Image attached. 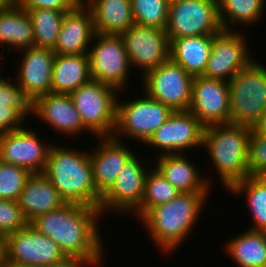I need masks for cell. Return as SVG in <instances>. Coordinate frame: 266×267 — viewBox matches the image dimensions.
I'll return each instance as SVG.
<instances>
[{"label":"cell","instance_id":"obj_1","mask_svg":"<svg viewBox=\"0 0 266 267\" xmlns=\"http://www.w3.org/2000/svg\"><path fill=\"white\" fill-rule=\"evenodd\" d=\"M99 216L102 217L99 208L66 203L29 224L56 242L66 256L83 258L96 267L103 265L104 259Z\"/></svg>","mask_w":266,"mask_h":267},{"label":"cell","instance_id":"obj_2","mask_svg":"<svg viewBox=\"0 0 266 267\" xmlns=\"http://www.w3.org/2000/svg\"><path fill=\"white\" fill-rule=\"evenodd\" d=\"M210 193H181L150 209L141 219L153 242L165 254L176 251L193 230ZM206 200V201H205Z\"/></svg>","mask_w":266,"mask_h":267},{"label":"cell","instance_id":"obj_3","mask_svg":"<svg viewBox=\"0 0 266 267\" xmlns=\"http://www.w3.org/2000/svg\"><path fill=\"white\" fill-rule=\"evenodd\" d=\"M43 173L66 203L99 208L102 195L96 190L88 151L53 144Z\"/></svg>","mask_w":266,"mask_h":267},{"label":"cell","instance_id":"obj_4","mask_svg":"<svg viewBox=\"0 0 266 267\" xmlns=\"http://www.w3.org/2000/svg\"><path fill=\"white\" fill-rule=\"evenodd\" d=\"M252 128L230 123L204 128L202 146L217 170L223 188L249 176L248 144Z\"/></svg>","mask_w":266,"mask_h":267},{"label":"cell","instance_id":"obj_5","mask_svg":"<svg viewBox=\"0 0 266 267\" xmlns=\"http://www.w3.org/2000/svg\"><path fill=\"white\" fill-rule=\"evenodd\" d=\"M230 124L253 128L266 110V66L258 60L229 82Z\"/></svg>","mask_w":266,"mask_h":267},{"label":"cell","instance_id":"obj_6","mask_svg":"<svg viewBox=\"0 0 266 267\" xmlns=\"http://www.w3.org/2000/svg\"><path fill=\"white\" fill-rule=\"evenodd\" d=\"M119 92L91 79L69 94L88 133L92 132L96 137L113 136Z\"/></svg>","mask_w":266,"mask_h":267},{"label":"cell","instance_id":"obj_7","mask_svg":"<svg viewBox=\"0 0 266 267\" xmlns=\"http://www.w3.org/2000/svg\"><path fill=\"white\" fill-rule=\"evenodd\" d=\"M142 94V97H137L132 101L123 100L122 102L119 98L117 99L114 138L122 140L123 136L124 138L127 136L145 145L174 112L168 105Z\"/></svg>","mask_w":266,"mask_h":267},{"label":"cell","instance_id":"obj_8","mask_svg":"<svg viewBox=\"0 0 266 267\" xmlns=\"http://www.w3.org/2000/svg\"><path fill=\"white\" fill-rule=\"evenodd\" d=\"M223 30L217 0H170L166 25L169 41L186 36H213Z\"/></svg>","mask_w":266,"mask_h":267},{"label":"cell","instance_id":"obj_9","mask_svg":"<svg viewBox=\"0 0 266 267\" xmlns=\"http://www.w3.org/2000/svg\"><path fill=\"white\" fill-rule=\"evenodd\" d=\"M92 45L88 51L91 79L125 90L132 67L121 35L96 33Z\"/></svg>","mask_w":266,"mask_h":267},{"label":"cell","instance_id":"obj_10","mask_svg":"<svg viewBox=\"0 0 266 267\" xmlns=\"http://www.w3.org/2000/svg\"><path fill=\"white\" fill-rule=\"evenodd\" d=\"M193 76L171 59L143 75L144 94L171 107L189 111Z\"/></svg>","mask_w":266,"mask_h":267},{"label":"cell","instance_id":"obj_11","mask_svg":"<svg viewBox=\"0 0 266 267\" xmlns=\"http://www.w3.org/2000/svg\"><path fill=\"white\" fill-rule=\"evenodd\" d=\"M242 32L223 30L213 35L212 51L202 76L229 82L254 59ZM247 42H246V41Z\"/></svg>","mask_w":266,"mask_h":267},{"label":"cell","instance_id":"obj_12","mask_svg":"<svg viewBox=\"0 0 266 267\" xmlns=\"http://www.w3.org/2000/svg\"><path fill=\"white\" fill-rule=\"evenodd\" d=\"M139 160L142 161L134 154L124 165L113 185L102 195L99 204L102 215L109 211L130 213L140 206L149 169Z\"/></svg>","mask_w":266,"mask_h":267},{"label":"cell","instance_id":"obj_13","mask_svg":"<svg viewBox=\"0 0 266 267\" xmlns=\"http://www.w3.org/2000/svg\"><path fill=\"white\" fill-rule=\"evenodd\" d=\"M121 37L131 66L142 70L141 76L170 59L166 30L133 24Z\"/></svg>","mask_w":266,"mask_h":267},{"label":"cell","instance_id":"obj_14","mask_svg":"<svg viewBox=\"0 0 266 267\" xmlns=\"http://www.w3.org/2000/svg\"><path fill=\"white\" fill-rule=\"evenodd\" d=\"M204 128L190 111H174L145 144L159 149L158 156L182 154L202 146Z\"/></svg>","mask_w":266,"mask_h":267},{"label":"cell","instance_id":"obj_15","mask_svg":"<svg viewBox=\"0 0 266 267\" xmlns=\"http://www.w3.org/2000/svg\"><path fill=\"white\" fill-rule=\"evenodd\" d=\"M41 139L35 130L24 126L0 134V160L23 167L31 174L43 173L53 144Z\"/></svg>","mask_w":266,"mask_h":267},{"label":"cell","instance_id":"obj_16","mask_svg":"<svg viewBox=\"0 0 266 267\" xmlns=\"http://www.w3.org/2000/svg\"><path fill=\"white\" fill-rule=\"evenodd\" d=\"M189 111L206 127L230 122L228 82L194 76Z\"/></svg>","mask_w":266,"mask_h":267},{"label":"cell","instance_id":"obj_17","mask_svg":"<svg viewBox=\"0 0 266 267\" xmlns=\"http://www.w3.org/2000/svg\"><path fill=\"white\" fill-rule=\"evenodd\" d=\"M8 261L46 267L63 260L66 255L59 245L37 231L29 223L6 236Z\"/></svg>","mask_w":266,"mask_h":267},{"label":"cell","instance_id":"obj_18","mask_svg":"<svg viewBox=\"0 0 266 267\" xmlns=\"http://www.w3.org/2000/svg\"><path fill=\"white\" fill-rule=\"evenodd\" d=\"M22 60L14 79L18 87L34 99L52 92V69L56 53L52 49L30 47L19 51ZM17 76V77H16Z\"/></svg>","mask_w":266,"mask_h":267},{"label":"cell","instance_id":"obj_19","mask_svg":"<svg viewBox=\"0 0 266 267\" xmlns=\"http://www.w3.org/2000/svg\"><path fill=\"white\" fill-rule=\"evenodd\" d=\"M99 145L91 153L89 158L96 190L103 195L115 182L124 165L135 154L133 150L113 136L97 137ZM101 143V144H100Z\"/></svg>","mask_w":266,"mask_h":267},{"label":"cell","instance_id":"obj_20","mask_svg":"<svg viewBox=\"0 0 266 267\" xmlns=\"http://www.w3.org/2000/svg\"><path fill=\"white\" fill-rule=\"evenodd\" d=\"M95 34L92 12L82 1L65 13L53 51L59 55H88Z\"/></svg>","mask_w":266,"mask_h":267},{"label":"cell","instance_id":"obj_21","mask_svg":"<svg viewBox=\"0 0 266 267\" xmlns=\"http://www.w3.org/2000/svg\"><path fill=\"white\" fill-rule=\"evenodd\" d=\"M34 115L58 133L67 136L81 134L88 129L69 94L48 93L35 99Z\"/></svg>","mask_w":266,"mask_h":267},{"label":"cell","instance_id":"obj_22","mask_svg":"<svg viewBox=\"0 0 266 267\" xmlns=\"http://www.w3.org/2000/svg\"><path fill=\"white\" fill-rule=\"evenodd\" d=\"M18 204L30 223L36 217L60 208L66 201L44 173H33L25 182Z\"/></svg>","mask_w":266,"mask_h":267},{"label":"cell","instance_id":"obj_23","mask_svg":"<svg viewBox=\"0 0 266 267\" xmlns=\"http://www.w3.org/2000/svg\"><path fill=\"white\" fill-rule=\"evenodd\" d=\"M185 154L157 156L155 167L180 193H210L211 181Z\"/></svg>","mask_w":266,"mask_h":267},{"label":"cell","instance_id":"obj_24","mask_svg":"<svg viewBox=\"0 0 266 267\" xmlns=\"http://www.w3.org/2000/svg\"><path fill=\"white\" fill-rule=\"evenodd\" d=\"M91 10L96 33L121 35L134 24L131 0H83Z\"/></svg>","mask_w":266,"mask_h":267},{"label":"cell","instance_id":"obj_25","mask_svg":"<svg viewBox=\"0 0 266 267\" xmlns=\"http://www.w3.org/2000/svg\"><path fill=\"white\" fill-rule=\"evenodd\" d=\"M213 36H186L170 41V59L189 74L202 76L212 51Z\"/></svg>","mask_w":266,"mask_h":267},{"label":"cell","instance_id":"obj_26","mask_svg":"<svg viewBox=\"0 0 266 267\" xmlns=\"http://www.w3.org/2000/svg\"><path fill=\"white\" fill-rule=\"evenodd\" d=\"M0 44H6L8 50L34 47V31L26 10L16 2L0 7ZM15 47V48H12Z\"/></svg>","mask_w":266,"mask_h":267},{"label":"cell","instance_id":"obj_27","mask_svg":"<svg viewBox=\"0 0 266 267\" xmlns=\"http://www.w3.org/2000/svg\"><path fill=\"white\" fill-rule=\"evenodd\" d=\"M90 80L88 55H55L52 69V93L70 94Z\"/></svg>","mask_w":266,"mask_h":267},{"label":"cell","instance_id":"obj_28","mask_svg":"<svg viewBox=\"0 0 266 267\" xmlns=\"http://www.w3.org/2000/svg\"><path fill=\"white\" fill-rule=\"evenodd\" d=\"M239 267H266V232L246 230L225 245Z\"/></svg>","mask_w":266,"mask_h":267},{"label":"cell","instance_id":"obj_29","mask_svg":"<svg viewBox=\"0 0 266 267\" xmlns=\"http://www.w3.org/2000/svg\"><path fill=\"white\" fill-rule=\"evenodd\" d=\"M245 195L253 224L248 229L266 232V176H247L235 182L228 190Z\"/></svg>","mask_w":266,"mask_h":267},{"label":"cell","instance_id":"obj_30","mask_svg":"<svg viewBox=\"0 0 266 267\" xmlns=\"http://www.w3.org/2000/svg\"><path fill=\"white\" fill-rule=\"evenodd\" d=\"M219 17L224 30L231 26L257 24L263 19L266 0H217ZM230 23V25H229ZM233 24V25H232ZM241 24V25H240Z\"/></svg>","mask_w":266,"mask_h":267},{"label":"cell","instance_id":"obj_31","mask_svg":"<svg viewBox=\"0 0 266 267\" xmlns=\"http://www.w3.org/2000/svg\"><path fill=\"white\" fill-rule=\"evenodd\" d=\"M34 31V46L54 50L66 12L46 8L25 9Z\"/></svg>","mask_w":266,"mask_h":267},{"label":"cell","instance_id":"obj_32","mask_svg":"<svg viewBox=\"0 0 266 267\" xmlns=\"http://www.w3.org/2000/svg\"><path fill=\"white\" fill-rule=\"evenodd\" d=\"M145 180V192L140 206L133 212L138 219L142 218L150 209L167 203L181 193L157 170L155 166L148 167Z\"/></svg>","mask_w":266,"mask_h":267},{"label":"cell","instance_id":"obj_33","mask_svg":"<svg viewBox=\"0 0 266 267\" xmlns=\"http://www.w3.org/2000/svg\"><path fill=\"white\" fill-rule=\"evenodd\" d=\"M170 0H131L134 24L166 30Z\"/></svg>","mask_w":266,"mask_h":267},{"label":"cell","instance_id":"obj_34","mask_svg":"<svg viewBox=\"0 0 266 267\" xmlns=\"http://www.w3.org/2000/svg\"><path fill=\"white\" fill-rule=\"evenodd\" d=\"M10 79L0 77V107L12 106L24 119L34 115L35 99Z\"/></svg>","mask_w":266,"mask_h":267},{"label":"cell","instance_id":"obj_35","mask_svg":"<svg viewBox=\"0 0 266 267\" xmlns=\"http://www.w3.org/2000/svg\"><path fill=\"white\" fill-rule=\"evenodd\" d=\"M30 175L27 169L0 160V199L18 201Z\"/></svg>","mask_w":266,"mask_h":267},{"label":"cell","instance_id":"obj_36","mask_svg":"<svg viewBox=\"0 0 266 267\" xmlns=\"http://www.w3.org/2000/svg\"><path fill=\"white\" fill-rule=\"evenodd\" d=\"M28 224L18 201L0 199V236H7Z\"/></svg>","mask_w":266,"mask_h":267},{"label":"cell","instance_id":"obj_37","mask_svg":"<svg viewBox=\"0 0 266 267\" xmlns=\"http://www.w3.org/2000/svg\"><path fill=\"white\" fill-rule=\"evenodd\" d=\"M248 172L249 176H266V134H250Z\"/></svg>","mask_w":266,"mask_h":267},{"label":"cell","instance_id":"obj_38","mask_svg":"<svg viewBox=\"0 0 266 267\" xmlns=\"http://www.w3.org/2000/svg\"><path fill=\"white\" fill-rule=\"evenodd\" d=\"M83 0H15L24 9L46 8L59 11H71Z\"/></svg>","mask_w":266,"mask_h":267},{"label":"cell","instance_id":"obj_39","mask_svg":"<svg viewBox=\"0 0 266 267\" xmlns=\"http://www.w3.org/2000/svg\"><path fill=\"white\" fill-rule=\"evenodd\" d=\"M25 119L12 107H0V134L23 128Z\"/></svg>","mask_w":266,"mask_h":267},{"label":"cell","instance_id":"obj_40","mask_svg":"<svg viewBox=\"0 0 266 267\" xmlns=\"http://www.w3.org/2000/svg\"><path fill=\"white\" fill-rule=\"evenodd\" d=\"M92 267V265L85 259L77 256H66L63 260L53 263L46 267Z\"/></svg>","mask_w":266,"mask_h":267},{"label":"cell","instance_id":"obj_41","mask_svg":"<svg viewBox=\"0 0 266 267\" xmlns=\"http://www.w3.org/2000/svg\"><path fill=\"white\" fill-rule=\"evenodd\" d=\"M8 261L7 240L5 236H0V267H4Z\"/></svg>","mask_w":266,"mask_h":267},{"label":"cell","instance_id":"obj_42","mask_svg":"<svg viewBox=\"0 0 266 267\" xmlns=\"http://www.w3.org/2000/svg\"><path fill=\"white\" fill-rule=\"evenodd\" d=\"M251 132L266 134V110L263 112L258 122L254 125Z\"/></svg>","mask_w":266,"mask_h":267},{"label":"cell","instance_id":"obj_43","mask_svg":"<svg viewBox=\"0 0 266 267\" xmlns=\"http://www.w3.org/2000/svg\"><path fill=\"white\" fill-rule=\"evenodd\" d=\"M4 267H38L33 264H25V263H15L12 261H7Z\"/></svg>","mask_w":266,"mask_h":267},{"label":"cell","instance_id":"obj_44","mask_svg":"<svg viewBox=\"0 0 266 267\" xmlns=\"http://www.w3.org/2000/svg\"><path fill=\"white\" fill-rule=\"evenodd\" d=\"M15 3V0H0V7H5Z\"/></svg>","mask_w":266,"mask_h":267}]
</instances>
